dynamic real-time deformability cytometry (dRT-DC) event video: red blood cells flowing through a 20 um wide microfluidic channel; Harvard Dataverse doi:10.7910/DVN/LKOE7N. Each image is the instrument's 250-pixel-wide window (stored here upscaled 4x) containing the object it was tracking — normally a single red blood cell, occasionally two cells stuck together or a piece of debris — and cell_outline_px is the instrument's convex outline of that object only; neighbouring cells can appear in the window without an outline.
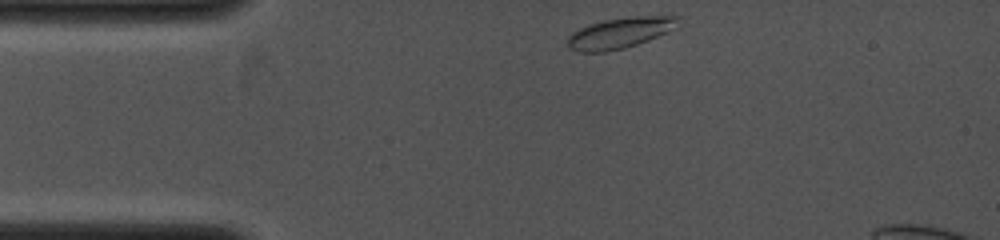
{"species": "common noctule bat (a hibernating species)", "species_latin": "Nyctalus noctula", "temperature_condition": "cold", "stored_images_in_passage": 21, "camera_frame_rate_fps": 4000, "um_per_image_px": 0.085, "animal": {"sex": "female", "body_mass_g": 19.0, "forearm_length_mm": 53.3}, "frame": {"image": 1, "passage_image": 1, "time_ms": 0.0, "image_size_px": [1000, 240], "cell_outline_px": [[680, 16], [672, 28], [668, 32], [648, 40], [624, 48], [604, 52], [580, 52], [568, 48], [568, 36], [572, 32], [588, 24], [604, 20], [628, 16]], "centroid_in_image_um": [52.63, 2.8], "position_along_channel_um": 32.4, "area_um2": 19.65}}
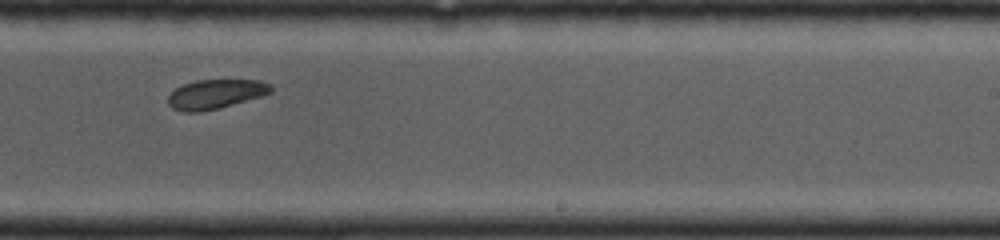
{"frame": {"image": 2, "passage_image": 14, "time_ms": 5.75, "image_size_px": [1000, 240], "cell_outline_px": [[272, 92], [260, 96], [216, 108], [196, 112], [184, 112], [172, 108], [168, 104], [168, 96], [176, 88], [184, 84], [196, 80], [260, 80], [268, 84], [272, 88]], "centroid_in_image_um": [18.28, 7.99], "position_along_channel_um": 270.7, "area_um2": 17.17}}
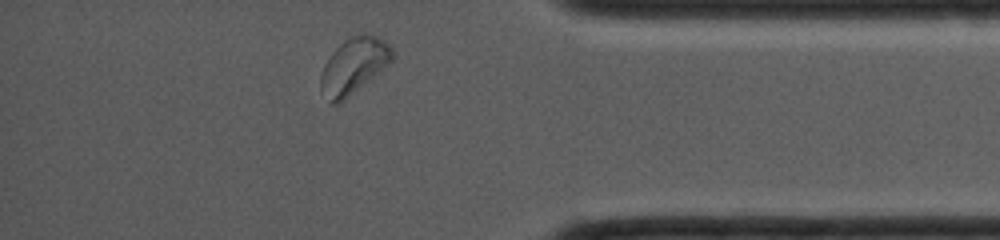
{"frame": {"image": 3, "passage_image": 21, "time_ms": 8.75, "image_size_px": [1000, 240], "cell_outline_px": [[392, 60], [372, 76], [336, 104], [332, 104], [320, 88], [320, 76], [324, 64], [332, 52], [344, 40], [352, 36], [376, 36], [388, 44], [392, 48]], "centroid_in_image_um": [30.01, 5.57], "position_along_channel_um": 405.2, "area_um2": 21.96}}